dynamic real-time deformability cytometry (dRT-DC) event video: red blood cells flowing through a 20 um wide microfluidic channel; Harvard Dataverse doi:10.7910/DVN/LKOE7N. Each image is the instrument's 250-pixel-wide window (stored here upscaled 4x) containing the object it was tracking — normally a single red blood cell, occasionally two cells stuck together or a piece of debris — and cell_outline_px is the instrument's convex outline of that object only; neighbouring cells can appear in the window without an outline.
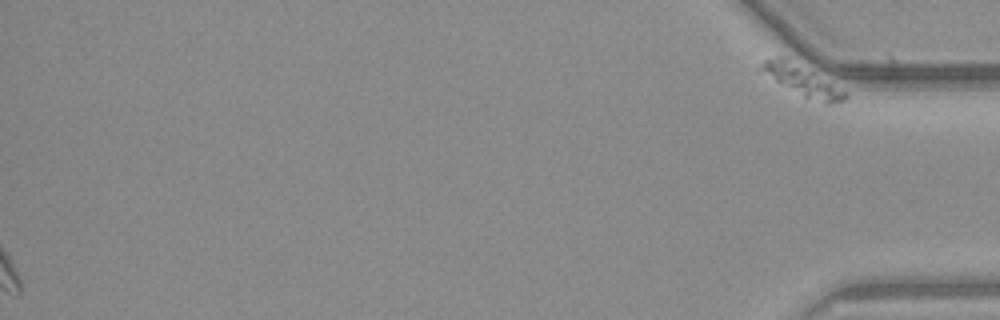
{"species": "common noctule bat (a hibernating species)", "species_latin": "Nyctalus noctula", "temperature_condition": "warm", "stored_images_in_passage": 37, "segment_of_instrument_passage": [2, 2], "camera_frame_rate_fps": 3000, "um_per_image_px": 0.085, "animal": {"sex": "male", "body_mass_g": 23.1, "forearm_length_mm": 52.7}, "frame": {"image": 1, "passage_image": 37, "time_ms": 12.0, "image_size_px": [1000, 320], "cell_outline_px": [[848, 96], [844, 100], [828, 104], [824, 104], [804, 96], [756, 72], [756, 68], [764, 60], [780, 56], [784, 56], [848, 92]], "centroid_in_image_um": [68.09, 6.82], "position_along_channel_um": 367.1, "area_um2": 14.97}}